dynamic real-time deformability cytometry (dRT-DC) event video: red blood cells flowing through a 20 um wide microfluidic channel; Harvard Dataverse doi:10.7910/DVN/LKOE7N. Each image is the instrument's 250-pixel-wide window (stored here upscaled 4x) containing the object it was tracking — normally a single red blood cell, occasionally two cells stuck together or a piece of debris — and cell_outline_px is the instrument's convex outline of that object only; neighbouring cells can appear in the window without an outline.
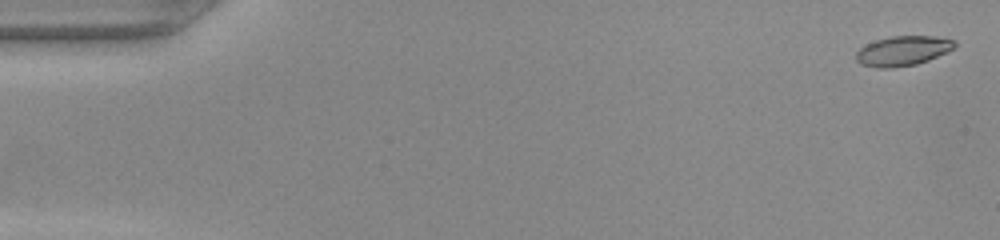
{"species": "common noctule bat (a hibernating species)", "species_latin": "Nyctalus noctula", "temperature_condition": "warm", "stored_images_in_passage": 50, "camera_frame_rate_fps": 3000, "um_per_image_px": 0.085, "animal": {"sex": "female", "body_mass_g": 22.0, "forearm_length_mm": 56.7}, "frame": {"image": 1, "passage_image": 2, "time_ms": 0.333, "image_size_px": [1000, 240], "cell_outline_px": [[956, 44], [952, 48], [928, 60], [916, 64], [892, 68], [876, 68], [860, 64], [856, 60], [856, 52], [864, 44], [876, 40], [892, 36], [932, 36], [952, 40]], "centroid_in_image_um": [76.65, 4.33], "position_along_channel_um": 8.4, "area_um2": 16.88}}
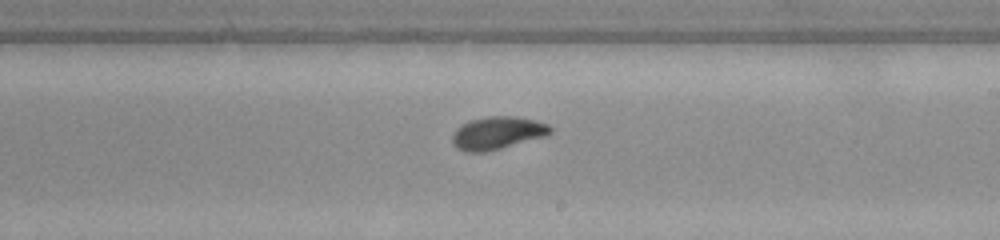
{"frame": {"image": 2, "passage_image": 30, "time_ms": 9.667, "image_size_px": [1000, 240], "cell_outline_px": [[552, 132], [544, 136], [500, 148], [484, 152], [468, 152], [456, 148], [452, 140], [452, 136], [456, 128], [472, 120], [488, 116], [516, 116], [536, 120], [548, 124], [552, 128]], "centroid_in_image_um": [42.28, 11.29], "position_along_channel_um": 246.7, "area_um2": 18.44}}
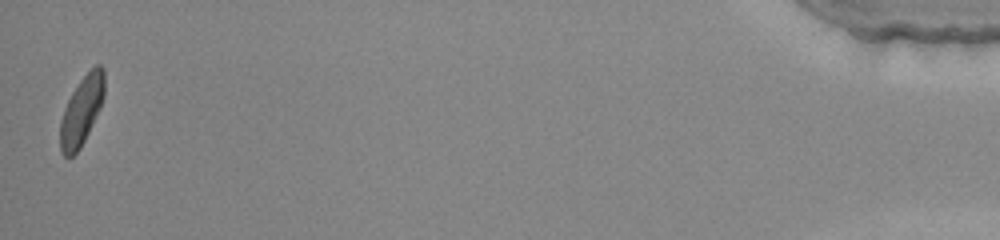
{"frame": {"image": 3, "passage_image": 50, "time_ms": 16.333, "image_size_px": [1000, 240], "cell_outline_px": [[104, 96], [100, 108], [80, 148], [72, 156], [64, 156], [60, 148], [60, 120], [64, 108], [72, 92], [80, 80], [96, 64], [100, 64], [104, 68]], "centroid_in_image_um": [6.93, 9.39], "position_along_channel_um": 428.3, "area_um2": 17.51}}